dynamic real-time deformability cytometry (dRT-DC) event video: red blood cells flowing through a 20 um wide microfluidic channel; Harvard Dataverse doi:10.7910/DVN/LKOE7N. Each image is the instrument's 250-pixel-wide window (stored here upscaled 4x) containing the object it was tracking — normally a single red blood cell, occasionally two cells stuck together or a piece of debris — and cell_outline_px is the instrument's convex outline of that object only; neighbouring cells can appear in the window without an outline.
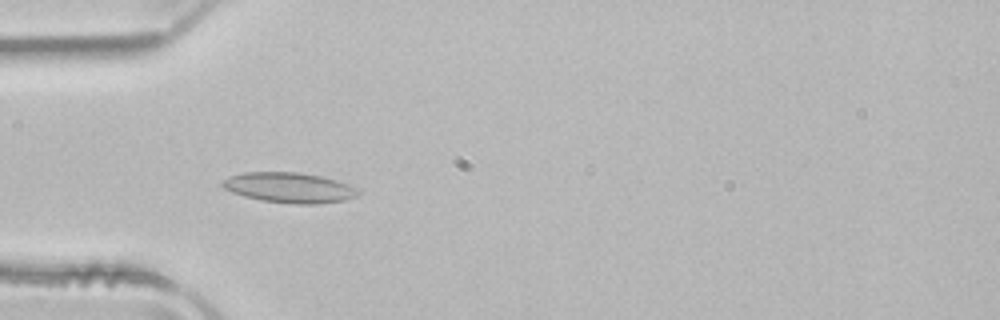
{"species": "common noctule bat (a hibernating species)", "species_latin": "Nyctalus noctula", "temperature_condition": "room temperature", "stored_images_in_passage": 52, "camera_frame_rate_fps": 3000, "um_per_image_px": 0.085, "animal": {"sex": "male", "body_mass_g": 21.5, "forearm_length_mm": 52.0}, "frame": {"image": 1, "passage_image": 16, "time_ms": 5.0, "image_size_px": [1000, 320], "cell_outline_px": [[360, 192], [356, 196], [344, 200], [320, 204], [292, 204], [260, 200], [244, 196], [232, 192], [224, 188], [220, 184], [220, 180], [228, 176], [244, 172], [296, 172], [320, 176], [336, 180], [360, 188]], "centroid_in_image_um": [24.57, 15.95], "position_along_channel_um": 60.4, "area_um2": 24.16}}
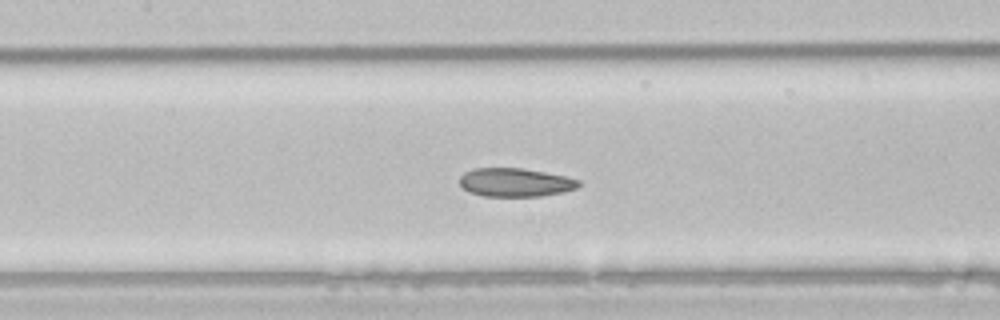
{"frame": {"image": 2, "passage_image": 24, "time_ms": 7.667, "image_size_px": [1000, 320], "cell_outline_px": [[580, 188], [564, 192], [540, 196], [484, 196], [468, 192], [460, 184], [460, 176], [464, 172], [472, 168], [520, 168], [544, 172], [564, 176], [580, 180]], "centroid_in_image_um": [43.8, 15.5], "position_along_channel_um": 163.6, "area_um2": 19.88}}
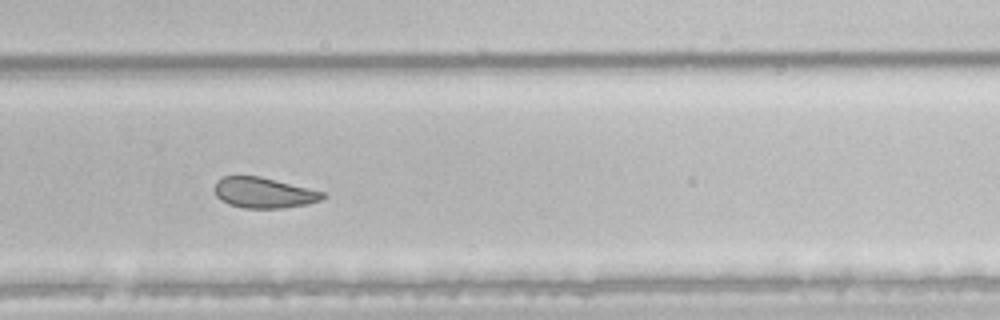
{"frame": {"image": 3, "passage_image": 35, "time_ms": 11.333, "image_size_px": [1000, 320], "cell_outline_px": [[328, 196], [320, 200], [308, 204], [284, 208], [244, 208], [228, 204], [220, 200], [216, 196], [212, 188], [216, 180], [224, 176], [260, 176], [324, 192]], "centroid_in_image_um": [22.38, 16.38], "position_along_channel_um": 307.4, "area_um2": 19.48}, "authors_computed_cell_mechanics": {"area_um2": 23.5535, "velocity_mm_per_s": 3.9467, "shape_relaxation_time_tau1_ms": null, "shape_relaxation_time_tau2_ms": 2.0361, "deformation_change_tau1": null, "deformation_change_tau2": 0.0656}}